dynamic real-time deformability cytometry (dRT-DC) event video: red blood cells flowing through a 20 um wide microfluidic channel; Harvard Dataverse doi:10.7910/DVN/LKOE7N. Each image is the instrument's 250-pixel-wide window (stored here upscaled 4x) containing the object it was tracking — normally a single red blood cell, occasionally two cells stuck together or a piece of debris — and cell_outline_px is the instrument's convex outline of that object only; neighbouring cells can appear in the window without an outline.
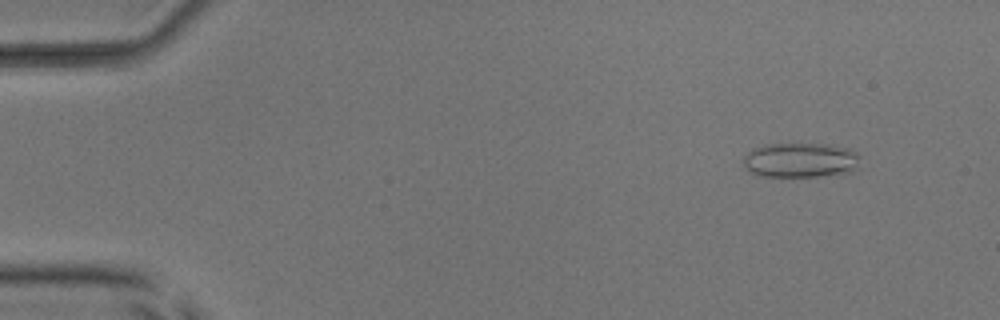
{"species": "common noctule bat (a hibernating species)", "species_latin": "Nyctalus noctula", "temperature_condition": "room temperature", "stored_images_in_passage": 43, "camera_frame_rate_fps": 3000, "um_per_image_px": 0.085, "animal": {"sex": "male", "body_mass_g": 17.9, "forearm_length_mm": 54.2}, "frame": {"image": 1, "passage_image": 5, "time_ms": 1.333, "image_size_px": [1000, 320], "cell_outline_px": [[860, 156], [856, 168], [852, 172], [820, 176], [760, 176], [744, 168], [744, 156], [752, 148], [764, 144], [832, 144], [848, 148], [856, 152]], "centroid_in_image_um": [68.04, 13.6], "position_along_channel_um": 17.0, "area_um2": 23.81}}
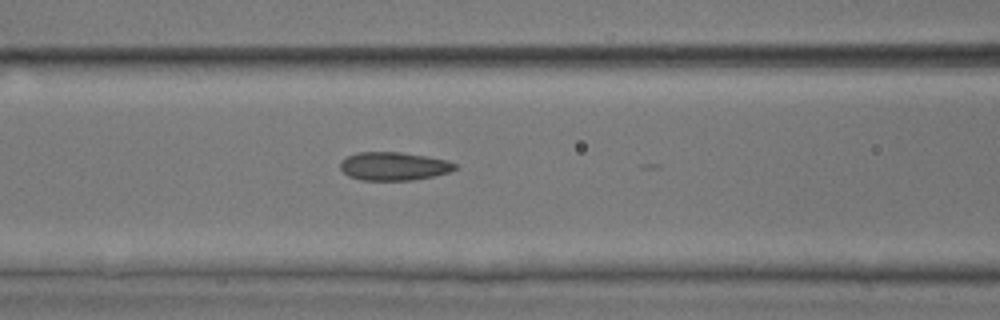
{"frame": {"image": 2, "passage_image": 22, "time_ms": 7.0, "image_size_px": [1000, 320], "cell_outline_px": [[460, 168], [448, 172], [432, 176], [412, 180], [360, 180], [348, 176], [340, 168], [340, 160], [356, 152], [400, 152], [428, 156], [448, 160], [456, 164]], "centroid_in_image_um": [33.47, 14.12], "position_along_channel_um": 133.1, "area_um2": 19.07}}
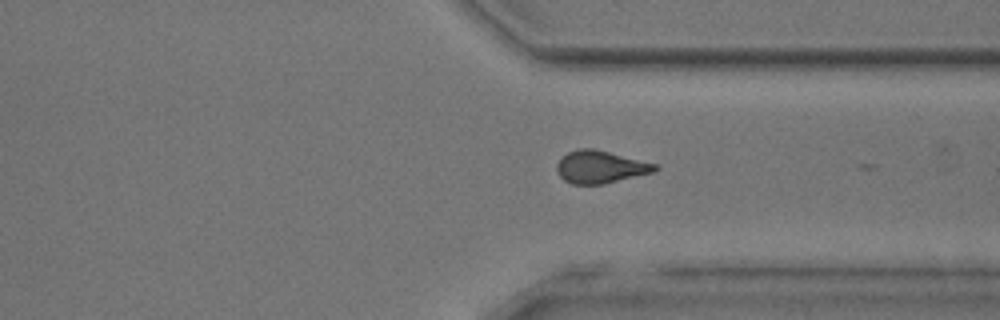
{"frame": {"image": 3, "passage_image": 39, "time_ms": 12.667, "image_size_px": [1000, 320], "cell_outline_px": [[660, 168], [656, 172], [604, 184], [572, 184], [564, 180], [556, 172], [556, 164], [568, 152], [580, 148], [592, 148], [656, 164]], "centroid_in_image_um": [51.04, 14.21], "position_along_channel_um": 360.4, "area_um2": 18.55}, "authors_computed_cell_mechanics": {"area_um2": 19.363, "velocity_mm_per_s": 4.0141, "shape_relaxation_time_tau1_ms": null, "shape_relaxation_time_tau2_ms": 1.567, "deformation_change_tau1": null, "deformation_change_tau2": 0.0892}}